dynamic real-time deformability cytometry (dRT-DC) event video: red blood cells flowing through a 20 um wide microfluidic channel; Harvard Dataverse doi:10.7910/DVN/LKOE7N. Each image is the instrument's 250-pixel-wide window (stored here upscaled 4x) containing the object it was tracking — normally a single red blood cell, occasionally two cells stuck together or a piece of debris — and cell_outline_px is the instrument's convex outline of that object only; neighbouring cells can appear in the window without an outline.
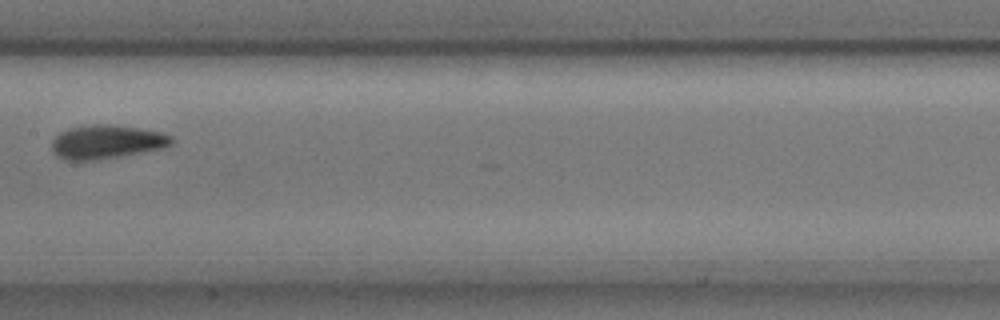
{"species": "common noctule bat (a hibernating species)", "species_latin": "Nyctalus noctula", "temperature_condition": "cold", "stored_images_in_passage": 11, "camera_frame_rate_fps": 3000, "um_per_image_px": 0.085, "animal": {"sex": "male", "body_mass_g": 17.9, "forearm_length_mm": 54.2}, "frame": {"image": 1, "passage_image": 4, "time_ms": 1.0, "image_size_px": [1000, 320], "cell_outline_px": [[176, 140], [172, 144], [164, 148], [120, 156], [88, 160], [68, 160], [56, 156], [52, 152], [52, 140], [60, 132], [68, 128], [96, 124], [104, 124], [136, 128], [160, 132], [172, 136]], "centroid_in_image_um": [9.06, 12.06], "position_along_channel_um": 198.3, "area_um2": 23.35}}
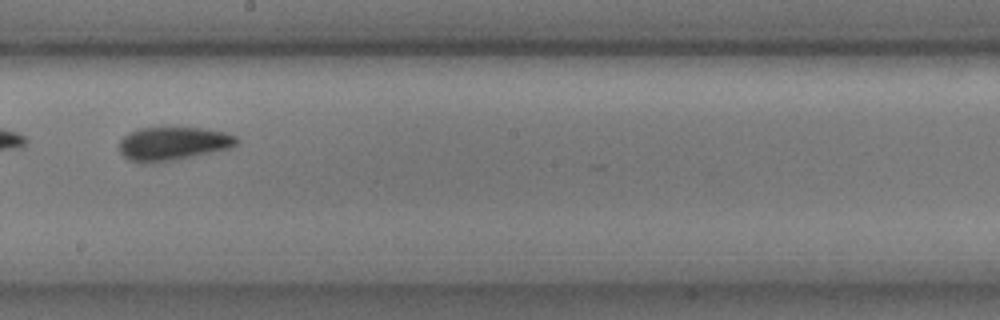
{"frame": {"image": 2, "passage_image": 5, "time_ms": 1.333, "image_size_px": [1000, 320], "cell_outline_px": [[240, 140], [232, 148], [152, 164], [140, 164], [128, 160], [120, 152], [120, 140], [128, 132], [140, 128], [204, 128], [224, 132], [236, 136]], "centroid_in_image_um": [14.68, 12.22], "position_along_channel_um": 233.5, "area_um2": 23.06}}
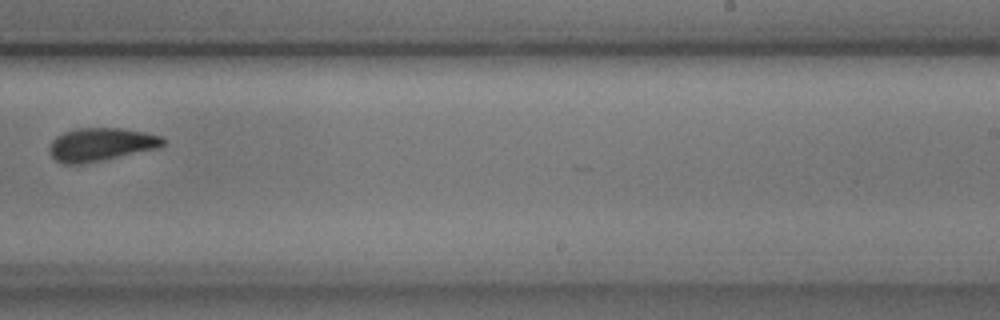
{"frame": {"image": 3, "passage_image": 6, "time_ms": 1.667, "image_size_px": [1000, 320], "cell_outline_px": [[168, 140], [160, 148], [80, 164], [64, 164], [56, 160], [52, 156], [48, 148], [52, 140], [56, 136], [64, 132], [76, 128], [120, 128], [144, 132], [164, 136]], "centroid_in_image_um": [8.61, 12.27], "position_along_channel_um": 280.4, "area_um2": 22.02}}